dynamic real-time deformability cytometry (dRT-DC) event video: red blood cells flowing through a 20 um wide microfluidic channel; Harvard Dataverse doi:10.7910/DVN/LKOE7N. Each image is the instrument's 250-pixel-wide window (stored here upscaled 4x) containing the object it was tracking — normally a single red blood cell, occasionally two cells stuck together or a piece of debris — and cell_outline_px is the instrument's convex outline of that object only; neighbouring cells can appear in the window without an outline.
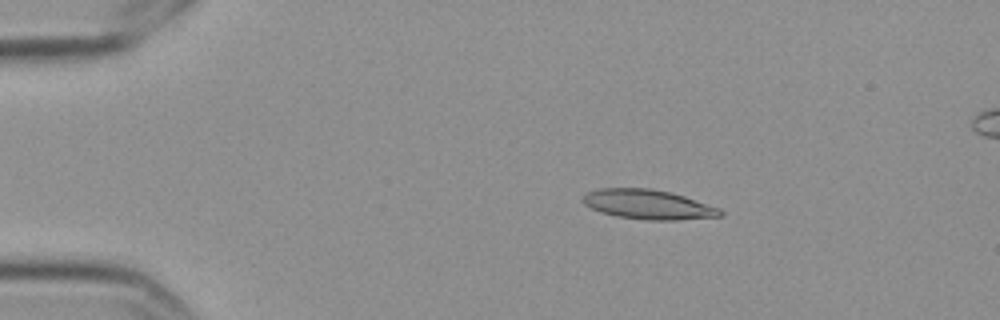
{"species": "Egyptian fruit bat (a non-hibernating species)", "species_latin": "Rousettus aegyptiacus", "temperature_condition": "cold", "stored_images_in_passage": 7, "camera_frame_rate_fps": 3000, "um_per_image_px": 0.085, "frame": {"image": 1, "passage_image": 4, "time_ms": 1.0, "image_size_px": [1000, 320], "cell_outline_px": [[724, 216], [680, 220], [648, 220], [616, 216], [600, 212], [584, 204], [584, 196], [588, 192], [600, 188], [652, 188], [672, 192], [720, 208], [724, 212]], "centroid_in_image_um": [55.15, 17.38], "position_along_channel_um": 29.9, "area_um2": 23.76}}